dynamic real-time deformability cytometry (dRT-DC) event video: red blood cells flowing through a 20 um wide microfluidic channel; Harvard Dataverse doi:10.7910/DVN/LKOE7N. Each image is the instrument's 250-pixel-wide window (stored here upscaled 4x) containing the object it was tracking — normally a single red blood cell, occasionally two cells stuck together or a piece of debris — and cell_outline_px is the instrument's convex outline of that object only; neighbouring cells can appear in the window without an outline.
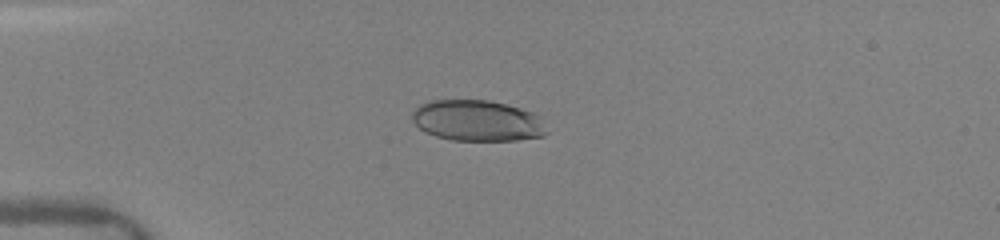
{"species": "human", "species_latin": "Homo sapiens", "temperature_condition": "warm", "stored_images_in_passage": 46, "camera_frame_rate_fps": 3000, "um_per_image_px": 0.085, "donor": {"sex": "female"}, "frame": {"image": 1, "passage_image": 1, "time_ms": 0.0, "image_size_px": [1000, 240], "cell_outline_px": [[548, 132], [544, 136], [516, 140], [452, 140], [436, 136], [424, 132], [412, 120], [412, 112], [420, 104], [432, 100], [488, 100], [508, 104], [532, 112], [540, 116]], "centroid_in_image_um": [40.58, 10.25], "position_along_channel_um": 44.4, "area_um2": 32.25}}
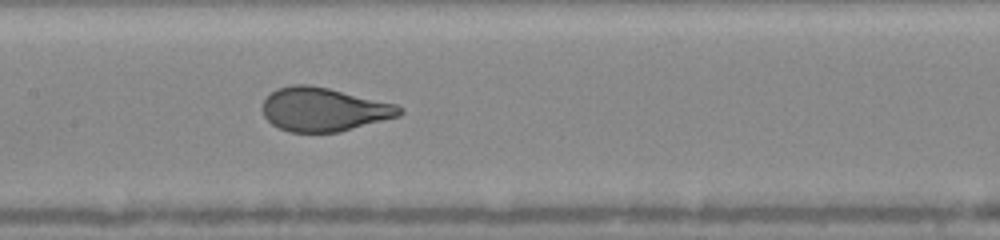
{"frame": {"image": 2, "passage_image": 13, "time_ms": 4.0, "image_size_px": [1000, 240], "cell_outline_px": [[404, 112], [400, 116], [336, 132], [288, 132], [272, 124], [264, 116], [260, 108], [264, 100], [276, 88], [292, 84], [308, 84], [328, 88], [396, 104]], "centroid_in_image_um": [27.47, 9.29], "position_along_channel_um": 179.9, "area_um2": 34.74}}
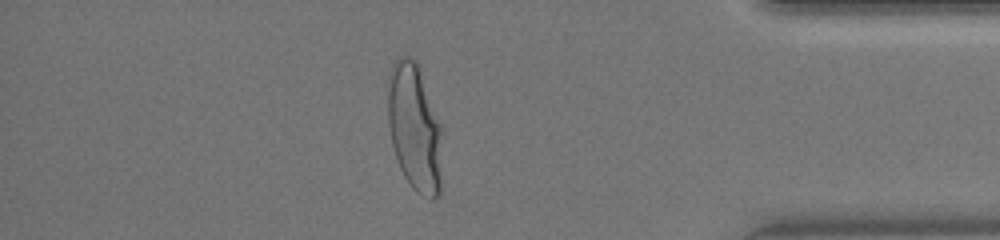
{"frame": {"image": 3, "passage_image": 42, "time_ms": 10.0, "image_size_px": [1000, 240], "cell_outline_px": [[444, 128], [440, 196], [436, 200], [428, 200], [420, 196], [412, 188], [404, 176], [400, 168], [392, 144], [388, 124], [388, 72], [392, 64], [400, 56], [408, 56], [416, 60], [420, 68]], "centroid_in_image_um": [35.29, 10.88], "position_along_channel_um": 399.9, "area_um2": 42.02}, "authors_computed_cell_mechanics": {"area_um2": 35.8938, "velocity_mm_per_s": 4.1098, "shape_relaxation_time_tau1_ms": 3.8349, "shape_relaxation_time_tau2_ms": null, "deformation_change_tau1": 0.1928, "deformation_change_tau2": null}}